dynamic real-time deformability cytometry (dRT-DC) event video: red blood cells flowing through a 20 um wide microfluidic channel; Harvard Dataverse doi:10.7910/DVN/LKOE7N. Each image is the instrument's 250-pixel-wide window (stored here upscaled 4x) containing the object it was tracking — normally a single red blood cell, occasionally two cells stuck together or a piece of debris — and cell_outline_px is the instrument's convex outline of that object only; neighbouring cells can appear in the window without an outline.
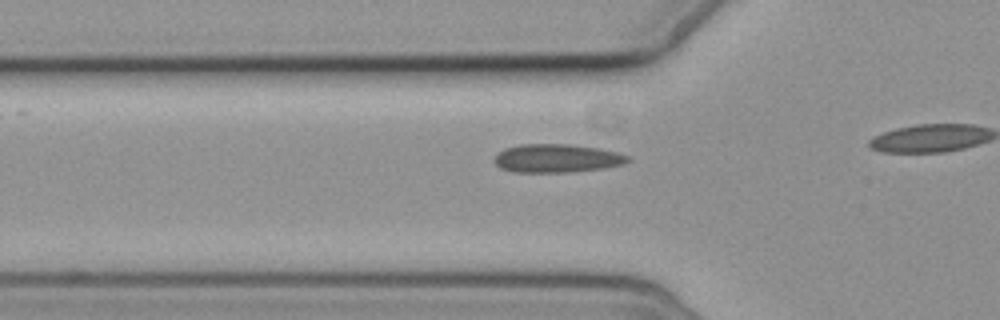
{"species": "common noctule bat (a hibernating species)", "species_latin": "Nyctalus noctula", "temperature_condition": "cold", "stored_images_in_passage": 3, "segment_of_instrument_passage": [2, 2], "camera_frame_rate_fps": 3000, "um_per_image_px": 0.085, "animal": {"sex": "female", "body_mass_g": 19.3, "forearm_length_mm": 54.1}, "frame": {"image": 1, "passage_image": 3, "time_ms": 2.333, "image_size_px": [1000, 320], "cell_outline_px": [[632, 160], [624, 164], [604, 168], [572, 172], [516, 172], [500, 168], [492, 160], [504, 148], [520, 144], [568, 144], [600, 148], [616, 152], [628, 156]], "centroid_in_image_um": [47.34, 13.45], "position_along_channel_um": 78.5, "area_um2": 22.2}}